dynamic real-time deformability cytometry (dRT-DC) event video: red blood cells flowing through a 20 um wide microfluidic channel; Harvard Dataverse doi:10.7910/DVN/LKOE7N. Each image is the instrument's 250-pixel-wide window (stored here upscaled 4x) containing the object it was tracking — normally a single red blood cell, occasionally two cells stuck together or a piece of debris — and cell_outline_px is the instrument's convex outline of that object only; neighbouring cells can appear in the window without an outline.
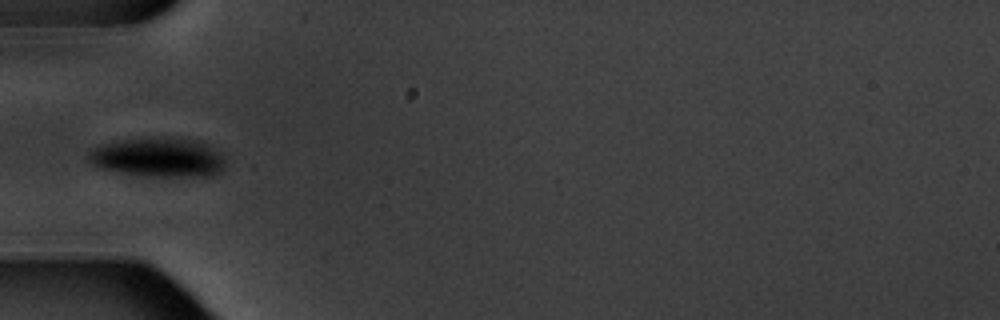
{"species": "common noctule bat (a hibernating species)", "species_latin": "Nyctalus noctula", "temperature_condition": "warm", "stored_images_in_passage": 10, "camera_frame_rate_fps": 3000, "um_per_image_px": 0.085, "animal": {"sex": "male", "body_mass_g": 20.1, "forearm_length_mm": 53.5}, "frame": {"image": 1, "passage_image": 6, "time_ms": 6.333, "image_size_px": [1000, 320], "cell_outline_px": [[228, 160], [224, 168], [220, 172], [212, 176], [140, 176], [96, 168], [88, 160], [88, 152], [96, 144], [124, 140], [196, 140], [208, 144], [220, 152]], "centroid_in_image_um": [13.45, 13.43], "position_along_channel_um": 71.5, "area_um2": 31.15}}